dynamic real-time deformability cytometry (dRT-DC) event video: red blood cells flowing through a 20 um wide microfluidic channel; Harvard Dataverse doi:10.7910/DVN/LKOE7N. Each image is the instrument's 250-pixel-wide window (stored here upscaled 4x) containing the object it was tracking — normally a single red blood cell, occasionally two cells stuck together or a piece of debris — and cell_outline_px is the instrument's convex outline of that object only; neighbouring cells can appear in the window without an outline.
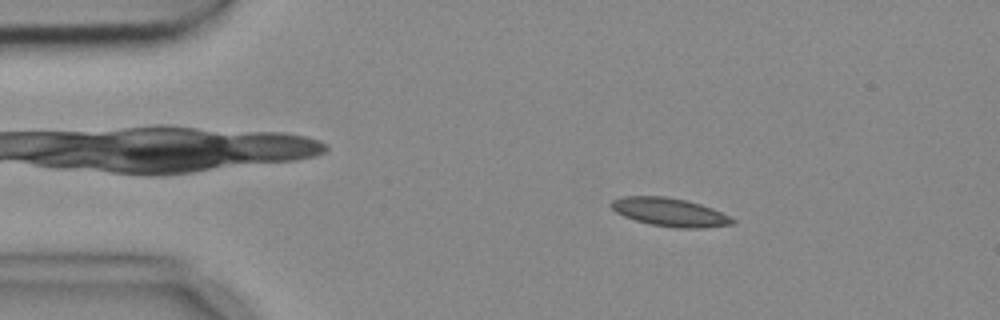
{"species": "common noctule bat (a hibernating species)", "species_latin": "Nyctalus noctula", "temperature_condition": "cold", "stored_images_in_passage": 4, "camera_frame_rate_fps": 3000, "um_per_image_px": 0.085, "animal": {"sex": "female", "body_mass_g": 18.4}, "frame": {"image": 1, "passage_image": 2, "time_ms": 0.333, "image_size_px": [1000, 320], "cell_outline_px": [[736, 220], [732, 224], [700, 228], [676, 228], [652, 224], [636, 220], [624, 216], [616, 212], [608, 204], [612, 200], [624, 196], [664, 196], [684, 200], [700, 204], [712, 208], [732, 216]], "centroid_in_image_um": [56.94, 18.03], "position_along_channel_um": 28.1, "area_um2": 19.94}}
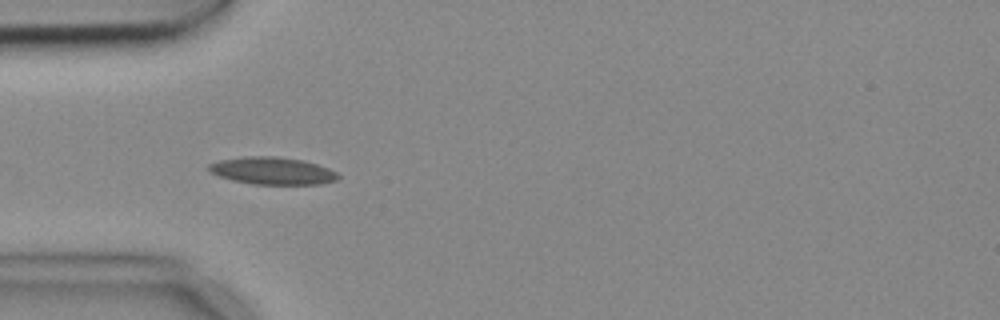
{"frame": {"image": 2, "passage_image": 4, "time_ms": 1.0, "image_size_px": [1000, 320], "cell_outline_px": [[340, 176], [336, 180], [320, 184], [252, 184], [232, 180], [208, 172], [208, 164], [220, 160], [244, 156], [276, 156], [304, 160], [328, 168], [336, 172]], "centroid_in_image_um": [23.13, 14.51], "position_along_channel_um": 61.9, "area_um2": 20.63}}